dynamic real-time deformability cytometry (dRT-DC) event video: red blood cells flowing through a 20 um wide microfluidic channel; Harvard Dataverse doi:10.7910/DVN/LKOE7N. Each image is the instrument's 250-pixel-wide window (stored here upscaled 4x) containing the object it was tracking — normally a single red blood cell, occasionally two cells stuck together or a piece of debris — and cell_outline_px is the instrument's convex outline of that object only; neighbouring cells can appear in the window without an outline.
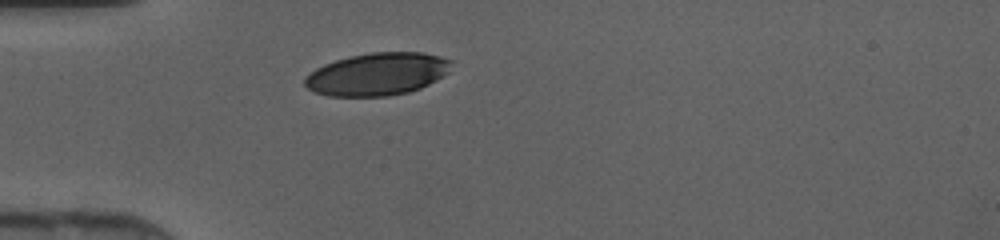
{"species": "human", "species_latin": "Homo sapiens", "temperature_condition": "cold", "stored_images_in_passage": 26, "camera_frame_rate_fps": 3000, "um_per_image_px": 0.085, "donor": {"sex": "female"}, "frame": {"image": 1, "passage_image": 1, "time_ms": 0.0, "image_size_px": [1000, 240], "cell_outline_px": [[452, 60], [448, 72], [436, 80], [420, 88], [408, 92], [388, 96], [328, 96], [312, 92], [304, 84], [304, 80], [316, 68], [324, 64], [336, 60], [352, 56], [372, 52], [424, 52], [440, 56]], "centroid_in_image_um": [32.08, 6.3], "position_along_channel_um": 52.9, "area_um2": 36.24}}
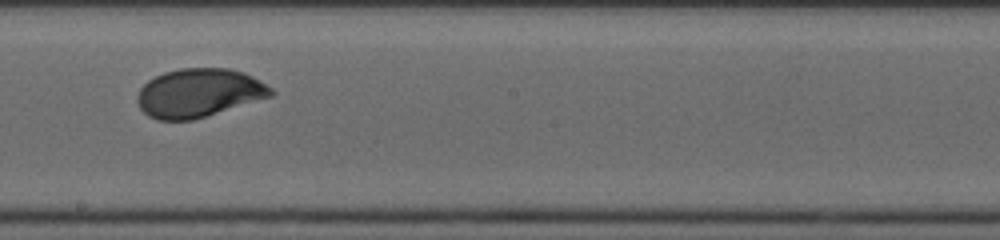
{"frame": {"image": 2, "passage_image": 14, "time_ms": 4.333, "image_size_px": [1000, 240], "cell_outline_px": [[276, 96], [192, 120], [156, 120], [148, 116], [140, 108], [136, 100], [136, 96], [140, 88], [148, 80], [164, 72], [180, 68], [228, 68], [244, 72], [260, 80], [272, 88], [276, 92]], "centroid_in_image_um": [16.94, 7.9], "position_along_channel_um": 231.3, "area_um2": 38.32}}
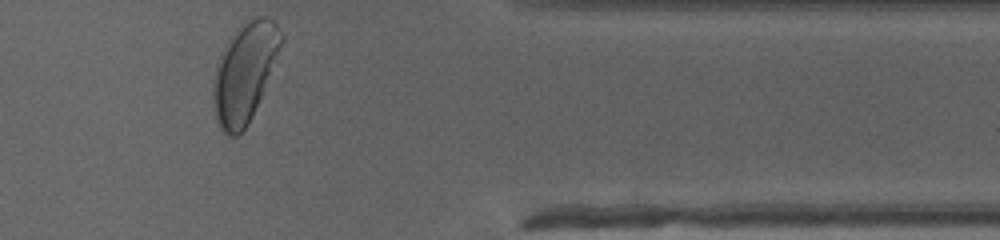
{"frame": {"image": 3, "passage_image": 26, "time_ms": 8.333, "image_size_px": [1000, 240], "cell_outline_px": [[284, 40], [252, 116], [248, 124], [236, 136], [228, 136], [220, 128], [216, 120], [212, 100], [212, 84], [216, 64], [220, 52], [236, 28], [256, 16], [264, 16], [272, 20], [276, 24]], "centroid_in_image_um": [20.75, 6.16], "position_along_channel_um": 390.7, "area_um2": 38.96}}